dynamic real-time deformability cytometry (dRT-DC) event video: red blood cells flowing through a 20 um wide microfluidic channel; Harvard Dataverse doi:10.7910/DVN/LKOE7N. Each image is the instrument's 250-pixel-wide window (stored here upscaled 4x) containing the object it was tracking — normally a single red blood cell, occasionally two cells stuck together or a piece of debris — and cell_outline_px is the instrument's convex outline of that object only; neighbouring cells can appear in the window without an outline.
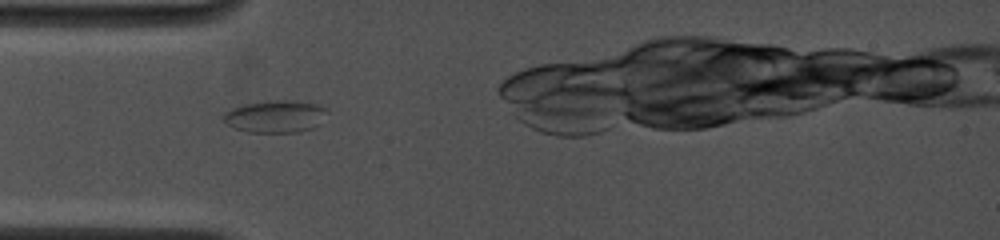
{"species": "common noctule bat (a hibernating species)", "species_latin": "Nyctalus noctula", "temperature_condition": "cold", "stored_images_in_passage": 25, "camera_frame_rate_fps": 4500, "um_per_image_px": 0.085, "animal": {"sex": "female", "body_mass_g": 19.0, "forearm_length_mm": 53.3}, "frame": {"image": 1, "passage_image": 1, "time_ms": 0.0, "image_size_px": [1000, 240], "cell_outline_px": [[328, 112], [312, 128], [300, 132], [248, 132], [236, 128], [228, 124], [224, 120], [224, 112], [232, 108], [244, 104], [264, 100], [296, 100], [316, 104], [324, 108]], "centroid_in_image_um": [23.38, 9.88], "position_along_channel_um": 61.6, "area_um2": 19.36}}